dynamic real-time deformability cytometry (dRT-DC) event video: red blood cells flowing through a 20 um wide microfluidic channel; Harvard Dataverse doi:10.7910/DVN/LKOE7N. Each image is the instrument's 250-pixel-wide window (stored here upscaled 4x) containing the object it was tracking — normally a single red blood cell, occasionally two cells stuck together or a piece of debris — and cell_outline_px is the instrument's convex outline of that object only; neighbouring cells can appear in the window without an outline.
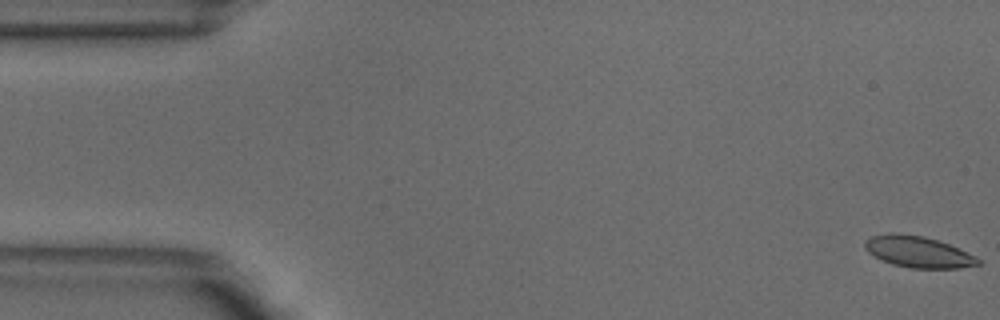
{"species": "common noctule bat (a hibernating species)", "species_latin": "Nyctalus noctula", "temperature_condition": "warm", "stored_images_in_passage": 52, "camera_frame_rate_fps": 3000, "um_per_image_px": 0.085, "animal": {"sex": "male", "body_mass_g": 18.8}, "frame": {"image": 1, "passage_image": 1, "time_ms": 0.0, "image_size_px": [1000, 320], "cell_outline_px": [[980, 264], [960, 268], [912, 268], [892, 264], [872, 256], [864, 248], [864, 240], [872, 236], [888, 232], [896, 232], [924, 236], [948, 244], [976, 256], [980, 260]], "centroid_in_image_um": [77.99, 21.4], "position_along_channel_um": 7.0, "area_um2": 20.75}}
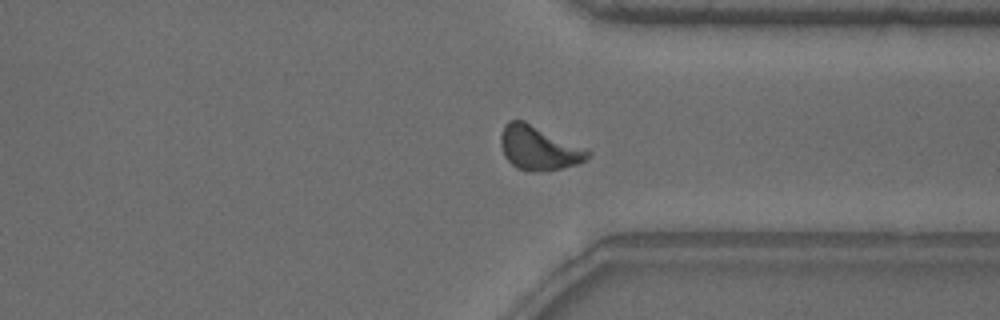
{"frame": {"image": 2, "passage_image": 39, "time_ms": 12.667, "image_size_px": [1000, 320], "cell_outline_px": [[592, 152], [584, 160], [576, 164], [560, 168], [536, 172], [528, 172], [516, 168], [504, 156], [500, 144], [500, 136], [504, 124], [508, 120], [524, 120]], "centroid_in_image_um": [45.72, 12.58], "position_along_channel_um": 365.7, "area_um2": 22.14}}
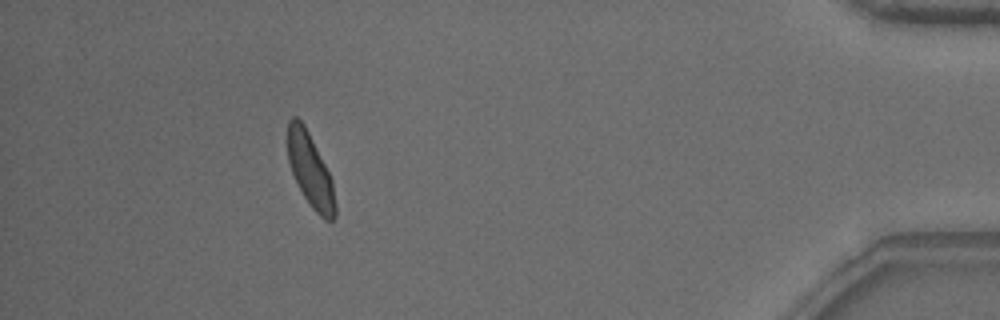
{"frame": {"image": 3, "passage_image": 47, "time_ms": 15.333, "image_size_px": [1000, 320], "cell_outline_px": [[336, 216], [332, 220], [324, 220], [312, 208], [304, 196], [292, 172], [288, 160], [288, 120], [292, 116], [296, 116], [304, 124], [332, 180], [336, 204]], "centroid_in_image_um": [26.38, 14.49], "position_along_channel_um": 408.8, "area_um2": 20.0}, "authors_computed_cell_mechanics": {"area_um2": 20.8658, "velocity_mm_per_s": 3.8565, "shape_relaxation_time_tau1_ms": 2.9226, "shape_relaxation_time_tau2_ms": 0.6992, "deformation_change_tau1": 0.112, "deformation_change_tau2": 0.0681}}